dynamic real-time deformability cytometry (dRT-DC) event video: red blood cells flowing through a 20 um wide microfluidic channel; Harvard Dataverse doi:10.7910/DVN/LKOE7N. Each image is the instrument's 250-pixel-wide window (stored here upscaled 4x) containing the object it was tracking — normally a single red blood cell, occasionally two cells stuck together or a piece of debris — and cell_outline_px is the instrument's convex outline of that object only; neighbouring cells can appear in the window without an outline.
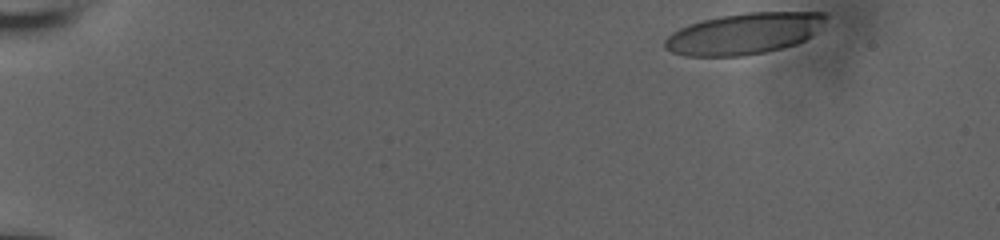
{"species": "human", "species_latin": "Homo sapiens", "temperature_condition": "room temperature", "stored_images_in_passage": 43, "camera_frame_rate_fps": 3000, "um_per_image_px": 0.085, "donor": {"sex": "male"}, "frame": {"image": 1, "passage_image": 1, "time_ms": 0.0, "image_size_px": [1000, 240], "cell_outline_px": [[828, 16], [804, 40], [796, 44], [764, 52], [740, 56], [684, 56], [672, 52], [664, 48], [664, 40], [672, 32], [688, 24], [720, 16], [748, 12], [824, 12]], "centroid_in_image_um": [63.17, 2.86], "position_along_channel_um": 21.8, "area_um2": 38.21}}
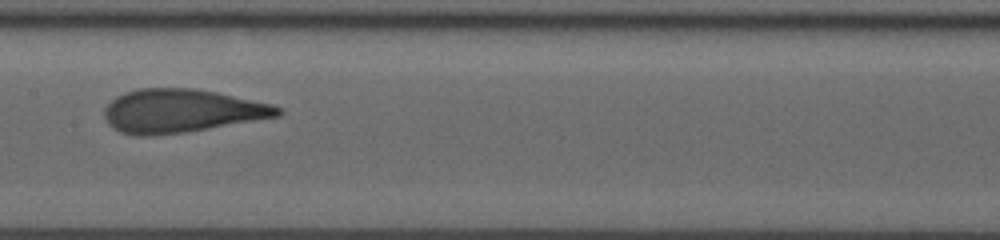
{"frame": {"image": 2, "passage_image": 25, "time_ms": 8.0, "image_size_px": [1000, 240], "cell_outline_px": [[284, 112], [280, 116], [184, 132], [148, 136], [140, 136], [120, 132], [112, 128], [108, 124], [104, 116], [104, 108], [116, 96], [124, 92], [140, 88], [196, 88], [216, 92], [272, 104], [284, 108]], "centroid_in_image_um": [15.41, 9.42], "position_along_channel_um": 192.0, "area_um2": 43.87}}
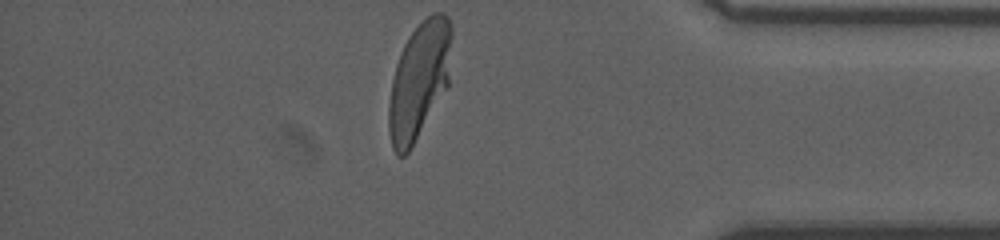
{"frame": {"image": 3, "passage_image": 43, "time_ms": 14.0, "image_size_px": [1000, 240], "cell_outline_px": [[452, 36], [448, 84], [408, 152], [404, 156], [396, 156], [392, 148], [388, 128], [388, 108], [392, 80], [396, 64], [400, 52], [404, 44], [412, 32], [432, 12], [444, 12], [448, 16], [452, 28]], "centroid_in_image_um": [35.61, 6.81], "position_along_channel_um": 399.6, "area_um2": 42.37}, "authors_computed_cell_mechanics": {"area_um2": 43.061, "velocity_mm_per_s": 3.8597, "shape_relaxation_time_tau1_ms": 5.7882, "shape_relaxation_time_tau2_ms": null, "deformation_change_tau1": 0.247, "deformation_change_tau2": null}}